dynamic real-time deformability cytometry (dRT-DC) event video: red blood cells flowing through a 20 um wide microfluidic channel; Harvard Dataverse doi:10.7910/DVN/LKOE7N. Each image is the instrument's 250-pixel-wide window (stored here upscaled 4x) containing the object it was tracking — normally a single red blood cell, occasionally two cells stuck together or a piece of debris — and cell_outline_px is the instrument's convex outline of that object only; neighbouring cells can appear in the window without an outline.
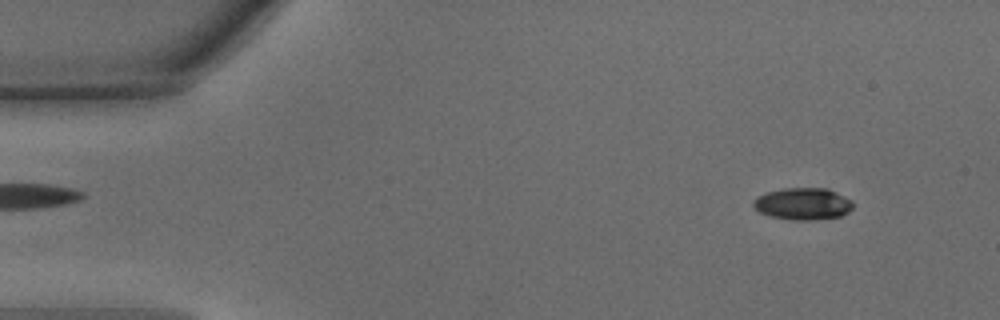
{"species": "common noctule bat (a hibernating species)", "species_latin": "Nyctalus noctula", "temperature_condition": "warm", "stored_images_in_passage": 46, "camera_frame_rate_fps": 3000, "um_per_image_px": 0.085, "animal": {"sex": "male", "body_mass_g": 15.6}, "frame": {"image": 1, "passage_image": 4, "time_ms": 1.0, "image_size_px": [1000, 320], "cell_outline_px": [[852, 208], [848, 212], [840, 216], [812, 220], [792, 220], [768, 216], [760, 212], [752, 204], [752, 200], [756, 196], [768, 192], [784, 188], [828, 188], [852, 200]], "centroid_in_image_um": [68.23, 17.32], "position_along_channel_um": 16.8, "area_um2": 18.61}}
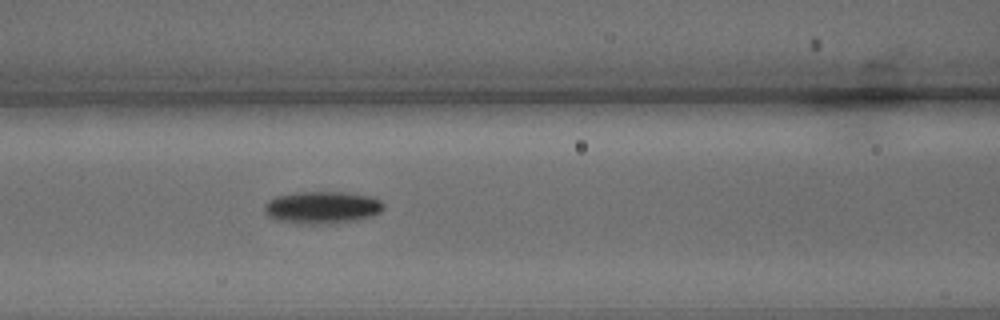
{"frame": {"image": 2, "passage_image": 19, "time_ms": 6.0, "image_size_px": [1000, 320], "cell_outline_px": [[384, 208], [380, 212], [372, 216], [356, 220], [328, 224], [304, 224], [280, 220], [268, 216], [264, 212], [264, 204], [268, 200], [276, 196], [300, 192], [340, 192], [368, 196], [380, 200], [384, 204]], "centroid_in_image_um": [27.37, 17.64], "position_along_channel_um": 139.2, "area_um2": 22.31}}
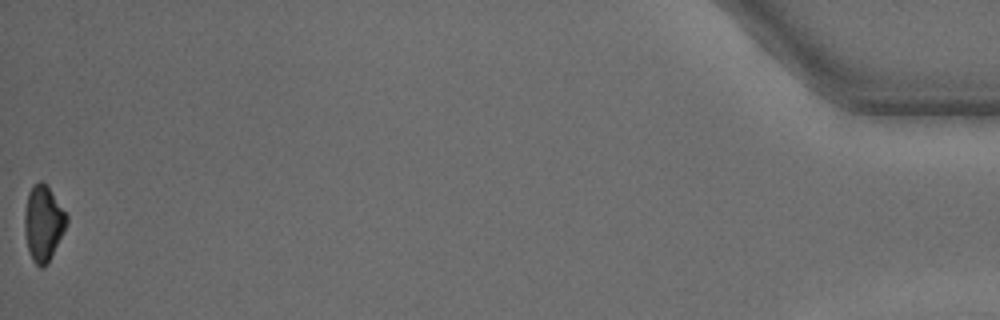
{"frame": {"image": 3, "passage_image": 46, "time_ms": 15.0, "image_size_px": [1000, 320], "cell_outline_px": [[68, 220], [48, 264], [44, 268], [40, 268], [32, 260], [28, 248], [24, 228], [24, 212], [28, 192], [32, 184], [40, 180], [48, 188], [68, 216]], "centroid_in_image_um": [3.65, 18.98], "position_along_channel_um": 431.5, "area_um2": 18.26}, "authors_computed_cell_mechanics": {"area_um2": 19.4497, "velocity_mm_per_s": 4.3603, "shape_relaxation_time_tau1_ms": 2.0224, "shape_relaxation_time_tau2_ms": null, "deformation_change_tau1": 0.1059, "deformation_change_tau2": null}}